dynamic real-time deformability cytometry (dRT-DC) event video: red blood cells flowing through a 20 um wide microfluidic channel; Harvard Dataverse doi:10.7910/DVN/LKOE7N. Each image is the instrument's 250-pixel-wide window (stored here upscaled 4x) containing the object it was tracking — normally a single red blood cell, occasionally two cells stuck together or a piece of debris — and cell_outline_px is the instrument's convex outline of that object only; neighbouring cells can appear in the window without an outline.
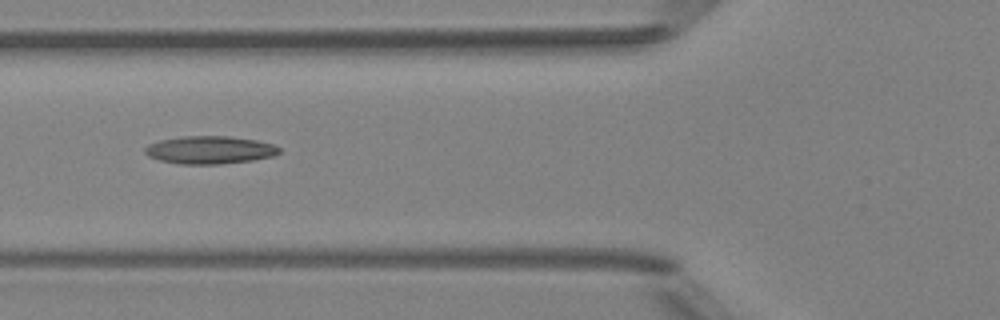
{"species": "Egyptian fruit bat (a non-hibernating species)", "species_latin": "Rousettus aegyptiacus", "temperature_condition": "room temperature", "stored_images_in_passage": 2, "camera_frame_rate_fps": 3000, "um_per_image_px": 0.085, "animal": {"sex": "female"}, "frame": {"image": 1, "passage_image": 2, "time_ms": 1.0, "image_size_px": [1000, 320], "cell_outline_px": [[280, 152], [272, 156], [252, 160], [220, 164], [180, 164], [160, 160], [148, 156], [144, 152], [144, 148], [148, 144], [160, 140], [184, 136], [232, 136], [256, 140], [276, 144], [280, 148]], "centroid_in_image_um": [17.84, 12.74], "position_along_channel_um": 108.0, "area_um2": 21.85}}